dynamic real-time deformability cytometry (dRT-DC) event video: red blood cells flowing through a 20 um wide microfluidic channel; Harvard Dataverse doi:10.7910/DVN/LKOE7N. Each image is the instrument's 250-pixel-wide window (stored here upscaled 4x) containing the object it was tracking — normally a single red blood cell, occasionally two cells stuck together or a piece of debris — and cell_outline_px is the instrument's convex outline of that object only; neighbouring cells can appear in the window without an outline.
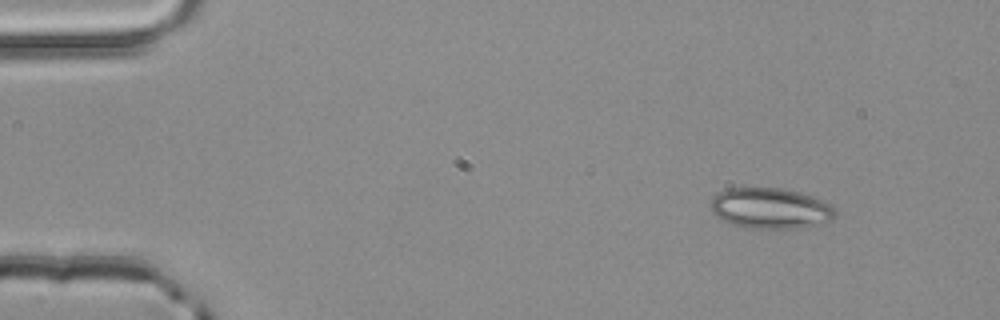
{"species": "common noctule bat (a hibernating species)", "species_latin": "Nyctalus noctula", "temperature_condition": "room temperature", "stored_images_in_passage": 3, "camera_frame_rate_fps": 3000, "um_per_image_px": 0.085, "animal": {"sex": "male", "body_mass_g": 20.4}, "frame": {"image": 1, "passage_image": 1, "time_ms": 0.0, "image_size_px": [1000, 320], "cell_outline_px": [[836, 216], [832, 220], [800, 228], [748, 228], [732, 224], [720, 220], [712, 212], [708, 204], [712, 196], [724, 188], [784, 188], [800, 192], [812, 196], [832, 204], [836, 212]], "centroid_in_image_um": [65.44, 17.69], "position_along_channel_um": 19.6, "area_um2": 30.0}}